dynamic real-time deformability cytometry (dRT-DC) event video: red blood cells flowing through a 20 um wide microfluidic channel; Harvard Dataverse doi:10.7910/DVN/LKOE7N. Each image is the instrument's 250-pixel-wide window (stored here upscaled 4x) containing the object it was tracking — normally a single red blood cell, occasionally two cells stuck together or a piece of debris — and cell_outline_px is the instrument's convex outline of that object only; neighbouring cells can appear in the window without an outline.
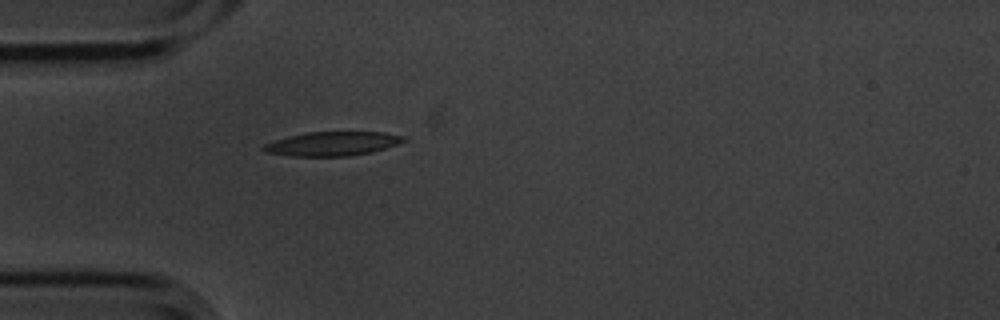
{"species": "common noctule bat (a hibernating species)", "species_latin": "Nyctalus noctula", "temperature_condition": "cold", "stored_images_in_passage": 1, "camera_frame_rate_fps": 3000, "um_per_image_px": 0.085, "animal": {"sex": "male", "body_mass_g": 20.1, "forearm_length_mm": 53.5}, "frame": {"image": 1, "passage_image": 1, "time_ms": 0.0, "image_size_px": [1000, 320], "cell_outline_px": [[408, 140], [372, 152], [348, 156], [292, 156], [268, 152], [260, 148], [264, 144], [288, 136], [308, 132], [384, 132], [404, 136]], "centroid_in_image_um": [28.27, 12.21], "position_along_channel_um": 56.7, "area_um2": 19.48}}